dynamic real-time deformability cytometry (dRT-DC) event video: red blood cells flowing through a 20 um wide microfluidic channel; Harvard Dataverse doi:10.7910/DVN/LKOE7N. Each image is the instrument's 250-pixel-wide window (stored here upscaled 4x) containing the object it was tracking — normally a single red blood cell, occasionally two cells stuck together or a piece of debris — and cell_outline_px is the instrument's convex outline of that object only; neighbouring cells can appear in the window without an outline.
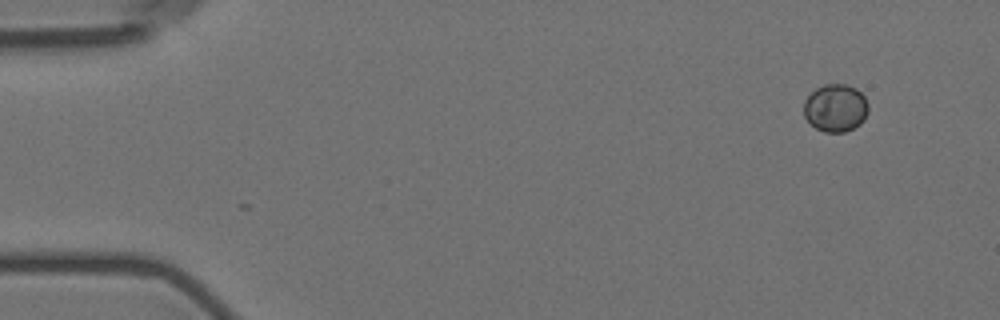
{"species": "Egyptian fruit bat (a non-hibernating species)", "species_latin": "Rousettus aegyptiacus", "temperature_condition": "room temperature", "stored_images_in_passage": 5, "camera_frame_rate_fps": 3000, "um_per_image_px": 0.085, "animal": {"sex": "female"}, "frame": {"image": 1, "passage_image": 1, "time_ms": 0.0, "image_size_px": [1000, 320], "cell_outline_px": [[868, 112], [864, 120], [860, 124], [844, 132], [824, 132], [816, 128], [804, 116], [804, 100], [816, 88], [824, 84], [844, 84], [856, 88], [864, 96], [868, 104]], "centroid_in_image_um": [71.03, 9.17], "position_along_channel_um": 14.0, "area_um2": 17.92}}
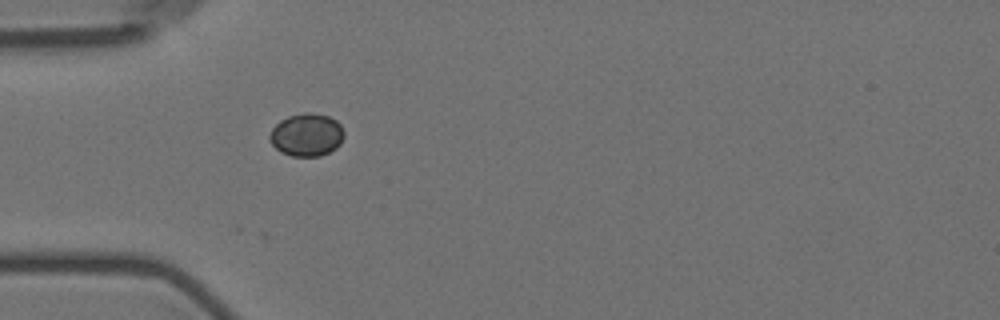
{"frame": {"image": 2, "passage_image": 5, "time_ms": 4.333, "image_size_px": [1000, 320], "cell_outline_px": [[344, 136], [340, 144], [336, 148], [320, 156], [292, 156], [280, 152], [272, 144], [268, 136], [272, 128], [280, 120], [288, 116], [304, 112], [308, 112], [328, 116], [336, 120], [340, 124], [344, 132]], "centroid_in_image_um": [26.06, 11.46], "position_along_channel_um": 58.9, "area_um2": 18.61}}